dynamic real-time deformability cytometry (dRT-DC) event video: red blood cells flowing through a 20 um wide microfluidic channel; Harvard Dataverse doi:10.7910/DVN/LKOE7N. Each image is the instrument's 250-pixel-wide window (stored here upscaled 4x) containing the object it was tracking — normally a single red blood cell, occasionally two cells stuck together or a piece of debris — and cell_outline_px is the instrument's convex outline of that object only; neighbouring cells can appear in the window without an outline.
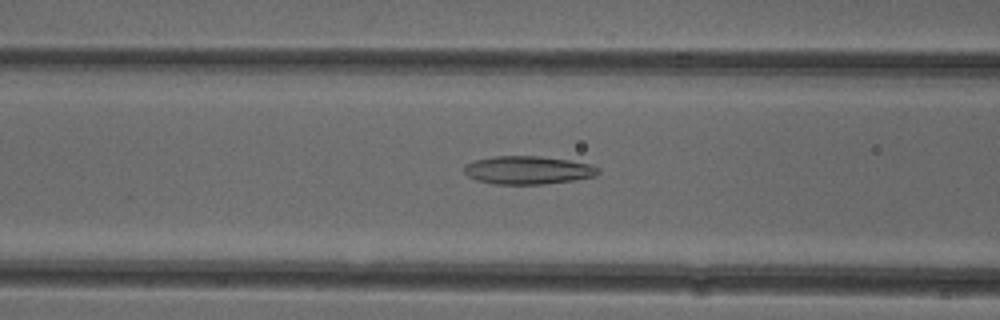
{"species": "common noctule bat (a hibernating species)", "species_latin": "Nyctalus noctula", "temperature_condition": "cold", "stored_images_in_passage": 39, "camera_frame_rate_fps": 3000, "um_per_image_px": 0.085, "animal": {"sex": "female"}, "frame": {"image": 1, "passage_image": 7, "time_ms": 2.0, "image_size_px": [1000, 320], "cell_outline_px": [[600, 172], [596, 176], [576, 180], [544, 184], [496, 184], [476, 180], [468, 176], [464, 172], [464, 168], [468, 164], [476, 160], [496, 156], [540, 156], [568, 160], [592, 164], [600, 168]], "centroid_in_image_um": [44.94, 14.46], "position_along_channel_um": 121.7, "area_um2": 22.02}}
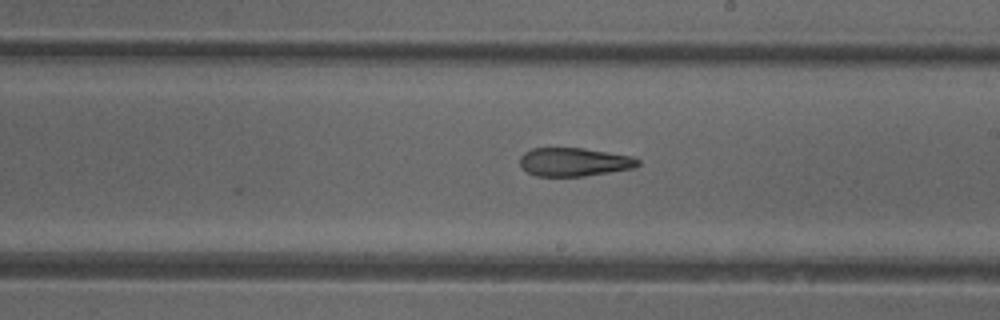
{"frame": {"image": 2, "passage_image": 16, "time_ms": 5.0, "image_size_px": [1000, 320], "cell_outline_px": [[640, 164], [632, 168], [584, 176], [536, 176], [520, 168], [520, 156], [524, 152], [532, 148], [584, 148], [632, 156], [640, 160]], "centroid_in_image_um": [48.76, 13.76], "position_along_channel_um": 240.2, "area_um2": 19.59}}
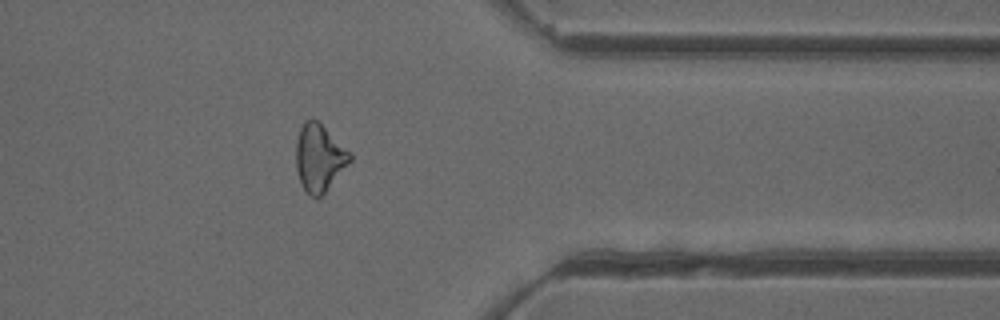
{"frame": {"image": 3, "passage_image": 28, "time_ms": 9.0, "image_size_px": [1000, 320], "cell_outline_px": [[352, 160], [324, 192], [320, 196], [312, 196], [300, 184], [296, 168], [296, 140], [300, 128], [304, 120], [312, 116], [352, 152]], "centroid_in_image_um": [27.13, 13.36], "position_along_channel_um": 384.3, "area_um2": 21.1}, "authors_computed_cell_mechanics": {"area_um2": 20.9814, "velocity_mm_per_s": 3.9492, "shape_relaxation_time_tau1_ms": null, "shape_relaxation_time_tau2_ms": 6.7547, "deformation_change_tau1": null, "deformation_change_tau2": 0.1875}}